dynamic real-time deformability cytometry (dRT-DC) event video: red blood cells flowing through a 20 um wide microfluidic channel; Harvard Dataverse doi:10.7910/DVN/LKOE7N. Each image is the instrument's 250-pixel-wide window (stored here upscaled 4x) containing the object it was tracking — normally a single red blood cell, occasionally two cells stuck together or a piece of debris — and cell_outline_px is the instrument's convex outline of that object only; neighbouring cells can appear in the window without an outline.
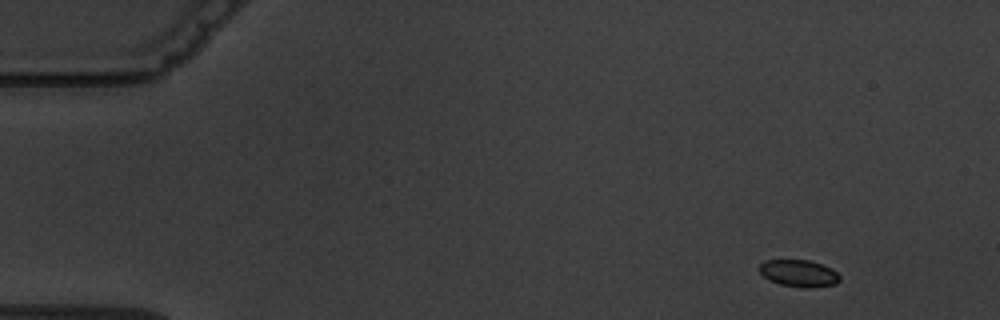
{"species": "common noctule bat (a hibernating species)", "species_latin": "Nyctalus noctula", "temperature_condition": "warm", "stored_images_in_passage": 9, "camera_frame_rate_fps": 3000, "um_per_image_px": 0.085, "animal": {"sex": "male", "body_mass_g": 19.5, "forearm_length_mm": 54.6}, "frame": {"image": 1, "passage_image": 1, "time_ms": 0.0, "image_size_px": [1000, 320], "cell_outline_px": [[840, 280], [836, 284], [808, 288], [780, 284], [764, 276], [760, 272], [760, 264], [764, 260], [808, 260], [820, 264], [836, 272], [840, 276]], "centroid_in_image_um": [67.91, 23.23], "position_along_channel_um": 17.1, "area_um2": 12.31}}
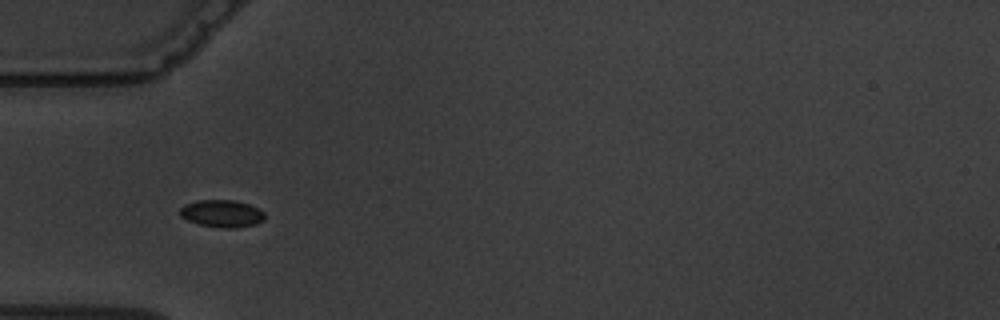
{"frame": {"image": 2, "passage_image": 4, "time_ms": 4.333, "image_size_px": [1000, 320], "cell_outline_px": [[264, 220], [256, 224], [236, 228], [224, 228], [200, 224], [188, 220], [180, 216], [180, 208], [184, 204], [196, 200], [236, 200], [248, 204], [264, 212]], "centroid_in_image_um": [18.85, 18.14], "position_along_channel_um": 66.1, "area_um2": 13.47}}
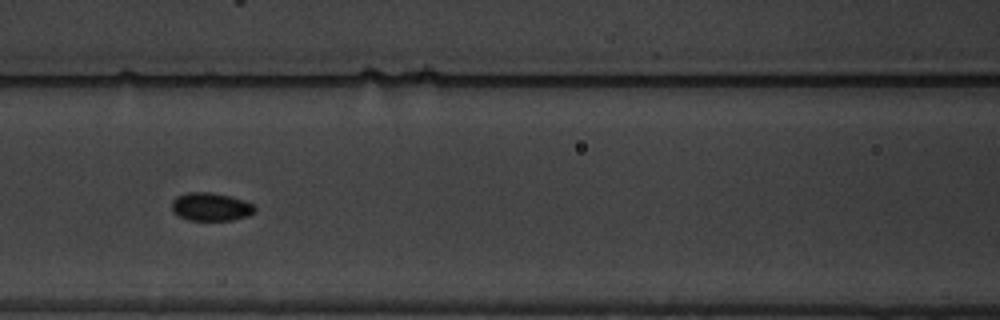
{"frame": {"image": 3, "passage_image": 6, "time_ms": 6.667, "image_size_px": [1000, 320], "cell_outline_px": [[256, 212], [248, 216], [232, 220], [188, 220], [172, 212], [172, 200], [176, 196], [188, 192], [212, 192], [244, 200], [252, 204], [256, 208]], "centroid_in_image_um": [17.92, 17.58], "position_along_channel_um": 148.7, "area_um2": 13.7}}